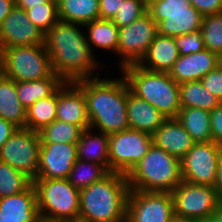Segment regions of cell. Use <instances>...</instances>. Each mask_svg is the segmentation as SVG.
<instances>
[{
	"instance_id": "27",
	"label": "cell",
	"mask_w": 222,
	"mask_h": 222,
	"mask_svg": "<svg viewBox=\"0 0 222 222\" xmlns=\"http://www.w3.org/2000/svg\"><path fill=\"white\" fill-rule=\"evenodd\" d=\"M176 119L196 143L212 142L210 111L194 107L181 108Z\"/></svg>"
},
{
	"instance_id": "23",
	"label": "cell",
	"mask_w": 222,
	"mask_h": 222,
	"mask_svg": "<svg viewBox=\"0 0 222 222\" xmlns=\"http://www.w3.org/2000/svg\"><path fill=\"white\" fill-rule=\"evenodd\" d=\"M94 129H85L79 138L77 145V157L79 160L103 165L110 172L109 162V134L100 132L92 134Z\"/></svg>"
},
{
	"instance_id": "7",
	"label": "cell",
	"mask_w": 222,
	"mask_h": 222,
	"mask_svg": "<svg viewBox=\"0 0 222 222\" xmlns=\"http://www.w3.org/2000/svg\"><path fill=\"white\" fill-rule=\"evenodd\" d=\"M147 12L157 23L158 34L171 37L200 30L204 18L189 0H147Z\"/></svg>"
},
{
	"instance_id": "17",
	"label": "cell",
	"mask_w": 222,
	"mask_h": 222,
	"mask_svg": "<svg viewBox=\"0 0 222 222\" xmlns=\"http://www.w3.org/2000/svg\"><path fill=\"white\" fill-rule=\"evenodd\" d=\"M56 119L90 128L84 93L74 82H64L57 89Z\"/></svg>"
},
{
	"instance_id": "35",
	"label": "cell",
	"mask_w": 222,
	"mask_h": 222,
	"mask_svg": "<svg viewBox=\"0 0 222 222\" xmlns=\"http://www.w3.org/2000/svg\"><path fill=\"white\" fill-rule=\"evenodd\" d=\"M26 14L31 23L46 34L59 21L57 0H49L43 6L30 8Z\"/></svg>"
},
{
	"instance_id": "31",
	"label": "cell",
	"mask_w": 222,
	"mask_h": 222,
	"mask_svg": "<svg viewBox=\"0 0 222 222\" xmlns=\"http://www.w3.org/2000/svg\"><path fill=\"white\" fill-rule=\"evenodd\" d=\"M84 129L75 124L55 120L39 131L41 143H77Z\"/></svg>"
},
{
	"instance_id": "30",
	"label": "cell",
	"mask_w": 222,
	"mask_h": 222,
	"mask_svg": "<svg viewBox=\"0 0 222 222\" xmlns=\"http://www.w3.org/2000/svg\"><path fill=\"white\" fill-rule=\"evenodd\" d=\"M57 90L50 96L40 99L26 109V126L39 132L56 120Z\"/></svg>"
},
{
	"instance_id": "29",
	"label": "cell",
	"mask_w": 222,
	"mask_h": 222,
	"mask_svg": "<svg viewBox=\"0 0 222 222\" xmlns=\"http://www.w3.org/2000/svg\"><path fill=\"white\" fill-rule=\"evenodd\" d=\"M84 26L88 28L86 38L91 50H93L92 46H95L117 53L119 28L112 20L99 18Z\"/></svg>"
},
{
	"instance_id": "45",
	"label": "cell",
	"mask_w": 222,
	"mask_h": 222,
	"mask_svg": "<svg viewBox=\"0 0 222 222\" xmlns=\"http://www.w3.org/2000/svg\"><path fill=\"white\" fill-rule=\"evenodd\" d=\"M214 188L217 190L218 196L222 201V156L219 159V163L217 166V174L214 183Z\"/></svg>"
},
{
	"instance_id": "40",
	"label": "cell",
	"mask_w": 222,
	"mask_h": 222,
	"mask_svg": "<svg viewBox=\"0 0 222 222\" xmlns=\"http://www.w3.org/2000/svg\"><path fill=\"white\" fill-rule=\"evenodd\" d=\"M203 16L222 13V0H189Z\"/></svg>"
},
{
	"instance_id": "32",
	"label": "cell",
	"mask_w": 222,
	"mask_h": 222,
	"mask_svg": "<svg viewBox=\"0 0 222 222\" xmlns=\"http://www.w3.org/2000/svg\"><path fill=\"white\" fill-rule=\"evenodd\" d=\"M108 173L103 165L78 159L67 179L76 189L81 190L101 180Z\"/></svg>"
},
{
	"instance_id": "20",
	"label": "cell",
	"mask_w": 222,
	"mask_h": 222,
	"mask_svg": "<svg viewBox=\"0 0 222 222\" xmlns=\"http://www.w3.org/2000/svg\"><path fill=\"white\" fill-rule=\"evenodd\" d=\"M153 144L181 160L196 143L176 118H167L152 134Z\"/></svg>"
},
{
	"instance_id": "21",
	"label": "cell",
	"mask_w": 222,
	"mask_h": 222,
	"mask_svg": "<svg viewBox=\"0 0 222 222\" xmlns=\"http://www.w3.org/2000/svg\"><path fill=\"white\" fill-rule=\"evenodd\" d=\"M127 120L130 129L153 134L167 119L158 109L130 92L127 85Z\"/></svg>"
},
{
	"instance_id": "18",
	"label": "cell",
	"mask_w": 222,
	"mask_h": 222,
	"mask_svg": "<svg viewBox=\"0 0 222 222\" xmlns=\"http://www.w3.org/2000/svg\"><path fill=\"white\" fill-rule=\"evenodd\" d=\"M33 183L24 191L0 198V222H41Z\"/></svg>"
},
{
	"instance_id": "25",
	"label": "cell",
	"mask_w": 222,
	"mask_h": 222,
	"mask_svg": "<svg viewBox=\"0 0 222 222\" xmlns=\"http://www.w3.org/2000/svg\"><path fill=\"white\" fill-rule=\"evenodd\" d=\"M59 20L85 25L99 19V0H57Z\"/></svg>"
},
{
	"instance_id": "28",
	"label": "cell",
	"mask_w": 222,
	"mask_h": 222,
	"mask_svg": "<svg viewBox=\"0 0 222 222\" xmlns=\"http://www.w3.org/2000/svg\"><path fill=\"white\" fill-rule=\"evenodd\" d=\"M180 107H194L212 111L221 101L207 90L201 80L179 84Z\"/></svg>"
},
{
	"instance_id": "44",
	"label": "cell",
	"mask_w": 222,
	"mask_h": 222,
	"mask_svg": "<svg viewBox=\"0 0 222 222\" xmlns=\"http://www.w3.org/2000/svg\"><path fill=\"white\" fill-rule=\"evenodd\" d=\"M48 1L49 0H15V5L26 11L33 7L43 6V3H47Z\"/></svg>"
},
{
	"instance_id": "39",
	"label": "cell",
	"mask_w": 222,
	"mask_h": 222,
	"mask_svg": "<svg viewBox=\"0 0 222 222\" xmlns=\"http://www.w3.org/2000/svg\"><path fill=\"white\" fill-rule=\"evenodd\" d=\"M210 129L213 142L222 145V102L210 111Z\"/></svg>"
},
{
	"instance_id": "9",
	"label": "cell",
	"mask_w": 222,
	"mask_h": 222,
	"mask_svg": "<svg viewBox=\"0 0 222 222\" xmlns=\"http://www.w3.org/2000/svg\"><path fill=\"white\" fill-rule=\"evenodd\" d=\"M175 217L209 222L222 204L214 186L182 181L171 192Z\"/></svg>"
},
{
	"instance_id": "12",
	"label": "cell",
	"mask_w": 222,
	"mask_h": 222,
	"mask_svg": "<svg viewBox=\"0 0 222 222\" xmlns=\"http://www.w3.org/2000/svg\"><path fill=\"white\" fill-rule=\"evenodd\" d=\"M158 34L157 23L147 12L128 26L119 28L117 55L121 68L138 64Z\"/></svg>"
},
{
	"instance_id": "8",
	"label": "cell",
	"mask_w": 222,
	"mask_h": 222,
	"mask_svg": "<svg viewBox=\"0 0 222 222\" xmlns=\"http://www.w3.org/2000/svg\"><path fill=\"white\" fill-rule=\"evenodd\" d=\"M4 76L16 82L51 77L54 72L45 45L1 48Z\"/></svg>"
},
{
	"instance_id": "46",
	"label": "cell",
	"mask_w": 222,
	"mask_h": 222,
	"mask_svg": "<svg viewBox=\"0 0 222 222\" xmlns=\"http://www.w3.org/2000/svg\"><path fill=\"white\" fill-rule=\"evenodd\" d=\"M209 222H222V204L214 212Z\"/></svg>"
},
{
	"instance_id": "1",
	"label": "cell",
	"mask_w": 222,
	"mask_h": 222,
	"mask_svg": "<svg viewBox=\"0 0 222 222\" xmlns=\"http://www.w3.org/2000/svg\"><path fill=\"white\" fill-rule=\"evenodd\" d=\"M78 26L83 25L59 20L44 35L53 72L64 82L91 78L98 68L86 35Z\"/></svg>"
},
{
	"instance_id": "42",
	"label": "cell",
	"mask_w": 222,
	"mask_h": 222,
	"mask_svg": "<svg viewBox=\"0 0 222 222\" xmlns=\"http://www.w3.org/2000/svg\"><path fill=\"white\" fill-rule=\"evenodd\" d=\"M18 129L13 123L0 118V148Z\"/></svg>"
},
{
	"instance_id": "3",
	"label": "cell",
	"mask_w": 222,
	"mask_h": 222,
	"mask_svg": "<svg viewBox=\"0 0 222 222\" xmlns=\"http://www.w3.org/2000/svg\"><path fill=\"white\" fill-rule=\"evenodd\" d=\"M129 191L127 176L112 171L81 189L78 222H126Z\"/></svg>"
},
{
	"instance_id": "24",
	"label": "cell",
	"mask_w": 222,
	"mask_h": 222,
	"mask_svg": "<svg viewBox=\"0 0 222 222\" xmlns=\"http://www.w3.org/2000/svg\"><path fill=\"white\" fill-rule=\"evenodd\" d=\"M0 118L18 128L26 126V108L17 97L16 81L6 76L0 80Z\"/></svg>"
},
{
	"instance_id": "2",
	"label": "cell",
	"mask_w": 222,
	"mask_h": 222,
	"mask_svg": "<svg viewBox=\"0 0 222 222\" xmlns=\"http://www.w3.org/2000/svg\"><path fill=\"white\" fill-rule=\"evenodd\" d=\"M98 76L74 82L84 93L90 128L107 134L128 129L125 78L99 79Z\"/></svg>"
},
{
	"instance_id": "48",
	"label": "cell",
	"mask_w": 222,
	"mask_h": 222,
	"mask_svg": "<svg viewBox=\"0 0 222 222\" xmlns=\"http://www.w3.org/2000/svg\"><path fill=\"white\" fill-rule=\"evenodd\" d=\"M4 76V69H3V60L0 54V80Z\"/></svg>"
},
{
	"instance_id": "19",
	"label": "cell",
	"mask_w": 222,
	"mask_h": 222,
	"mask_svg": "<svg viewBox=\"0 0 222 222\" xmlns=\"http://www.w3.org/2000/svg\"><path fill=\"white\" fill-rule=\"evenodd\" d=\"M220 64H222V58L205 48L189 55H180L169 71V76L178 84L197 81Z\"/></svg>"
},
{
	"instance_id": "43",
	"label": "cell",
	"mask_w": 222,
	"mask_h": 222,
	"mask_svg": "<svg viewBox=\"0 0 222 222\" xmlns=\"http://www.w3.org/2000/svg\"><path fill=\"white\" fill-rule=\"evenodd\" d=\"M15 6V0H0V25Z\"/></svg>"
},
{
	"instance_id": "33",
	"label": "cell",
	"mask_w": 222,
	"mask_h": 222,
	"mask_svg": "<svg viewBox=\"0 0 222 222\" xmlns=\"http://www.w3.org/2000/svg\"><path fill=\"white\" fill-rule=\"evenodd\" d=\"M32 183L25 174L0 161V198L18 194Z\"/></svg>"
},
{
	"instance_id": "13",
	"label": "cell",
	"mask_w": 222,
	"mask_h": 222,
	"mask_svg": "<svg viewBox=\"0 0 222 222\" xmlns=\"http://www.w3.org/2000/svg\"><path fill=\"white\" fill-rule=\"evenodd\" d=\"M174 217L170 192L129 191L126 222H171Z\"/></svg>"
},
{
	"instance_id": "38",
	"label": "cell",
	"mask_w": 222,
	"mask_h": 222,
	"mask_svg": "<svg viewBox=\"0 0 222 222\" xmlns=\"http://www.w3.org/2000/svg\"><path fill=\"white\" fill-rule=\"evenodd\" d=\"M201 82L222 102V64L202 77Z\"/></svg>"
},
{
	"instance_id": "26",
	"label": "cell",
	"mask_w": 222,
	"mask_h": 222,
	"mask_svg": "<svg viewBox=\"0 0 222 222\" xmlns=\"http://www.w3.org/2000/svg\"><path fill=\"white\" fill-rule=\"evenodd\" d=\"M63 83L64 81L55 73L48 78L16 82L17 97L28 109L38 100L52 95Z\"/></svg>"
},
{
	"instance_id": "47",
	"label": "cell",
	"mask_w": 222,
	"mask_h": 222,
	"mask_svg": "<svg viewBox=\"0 0 222 222\" xmlns=\"http://www.w3.org/2000/svg\"><path fill=\"white\" fill-rule=\"evenodd\" d=\"M171 222H197V221H192V220H188V219H184V218L174 217V219Z\"/></svg>"
},
{
	"instance_id": "4",
	"label": "cell",
	"mask_w": 222,
	"mask_h": 222,
	"mask_svg": "<svg viewBox=\"0 0 222 222\" xmlns=\"http://www.w3.org/2000/svg\"><path fill=\"white\" fill-rule=\"evenodd\" d=\"M131 93L158 109L167 118H176L181 109L179 84L166 72L149 71L138 64L121 69Z\"/></svg>"
},
{
	"instance_id": "16",
	"label": "cell",
	"mask_w": 222,
	"mask_h": 222,
	"mask_svg": "<svg viewBox=\"0 0 222 222\" xmlns=\"http://www.w3.org/2000/svg\"><path fill=\"white\" fill-rule=\"evenodd\" d=\"M44 35L31 23L26 11L15 5L0 25V49L44 45Z\"/></svg>"
},
{
	"instance_id": "11",
	"label": "cell",
	"mask_w": 222,
	"mask_h": 222,
	"mask_svg": "<svg viewBox=\"0 0 222 222\" xmlns=\"http://www.w3.org/2000/svg\"><path fill=\"white\" fill-rule=\"evenodd\" d=\"M152 144L151 134L135 129L109 134L110 172L127 175L147 154Z\"/></svg>"
},
{
	"instance_id": "15",
	"label": "cell",
	"mask_w": 222,
	"mask_h": 222,
	"mask_svg": "<svg viewBox=\"0 0 222 222\" xmlns=\"http://www.w3.org/2000/svg\"><path fill=\"white\" fill-rule=\"evenodd\" d=\"M77 160L76 143H41L37 179H67Z\"/></svg>"
},
{
	"instance_id": "5",
	"label": "cell",
	"mask_w": 222,
	"mask_h": 222,
	"mask_svg": "<svg viewBox=\"0 0 222 222\" xmlns=\"http://www.w3.org/2000/svg\"><path fill=\"white\" fill-rule=\"evenodd\" d=\"M126 176L130 190L171 193L183 181L181 160L152 144Z\"/></svg>"
},
{
	"instance_id": "37",
	"label": "cell",
	"mask_w": 222,
	"mask_h": 222,
	"mask_svg": "<svg viewBox=\"0 0 222 222\" xmlns=\"http://www.w3.org/2000/svg\"><path fill=\"white\" fill-rule=\"evenodd\" d=\"M174 38L179 50V55H189L205 49L201 30L175 36Z\"/></svg>"
},
{
	"instance_id": "34",
	"label": "cell",
	"mask_w": 222,
	"mask_h": 222,
	"mask_svg": "<svg viewBox=\"0 0 222 222\" xmlns=\"http://www.w3.org/2000/svg\"><path fill=\"white\" fill-rule=\"evenodd\" d=\"M200 30L205 48L222 58V13L205 15Z\"/></svg>"
},
{
	"instance_id": "14",
	"label": "cell",
	"mask_w": 222,
	"mask_h": 222,
	"mask_svg": "<svg viewBox=\"0 0 222 222\" xmlns=\"http://www.w3.org/2000/svg\"><path fill=\"white\" fill-rule=\"evenodd\" d=\"M222 145L199 142L181 159L182 179L188 183L214 186Z\"/></svg>"
},
{
	"instance_id": "10",
	"label": "cell",
	"mask_w": 222,
	"mask_h": 222,
	"mask_svg": "<svg viewBox=\"0 0 222 222\" xmlns=\"http://www.w3.org/2000/svg\"><path fill=\"white\" fill-rule=\"evenodd\" d=\"M40 146L39 132L18 128L0 148V161L34 181L37 179Z\"/></svg>"
},
{
	"instance_id": "41",
	"label": "cell",
	"mask_w": 222,
	"mask_h": 222,
	"mask_svg": "<svg viewBox=\"0 0 222 222\" xmlns=\"http://www.w3.org/2000/svg\"><path fill=\"white\" fill-rule=\"evenodd\" d=\"M124 0H99L100 19L113 20Z\"/></svg>"
},
{
	"instance_id": "22",
	"label": "cell",
	"mask_w": 222,
	"mask_h": 222,
	"mask_svg": "<svg viewBox=\"0 0 222 222\" xmlns=\"http://www.w3.org/2000/svg\"><path fill=\"white\" fill-rule=\"evenodd\" d=\"M179 56L175 38L157 34L138 65L149 71L169 73Z\"/></svg>"
},
{
	"instance_id": "6",
	"label": "cell",
	"mask_w": 222,
	"mask_h": 222,
	"mask_svg": "<svg viewBox=\"0 0 222 222\" xmlns=\"http://www.w3.org/2000/svg\"><path fill=\"white\" fill-rule=\"evenodd\" d=\"M33 185L42 220L78 222L80 190L68 179H35Z\"/></svg>"
},
{
	"instance_id": "36",
	"label": "cell",
	"mask_w": 222,
	"mask_h": 222,
	"mask_svg": "<svg viewBox=\"0 0 222 222\" xmlns=\"http://www.w3.org/2000/svg\"><path fill=\"white\" fill-rule=\"evenodd\" d=\"M146 13L147 0H124L112 21L121 28L130 25Z\"/></svg>"
}]
</instances>
